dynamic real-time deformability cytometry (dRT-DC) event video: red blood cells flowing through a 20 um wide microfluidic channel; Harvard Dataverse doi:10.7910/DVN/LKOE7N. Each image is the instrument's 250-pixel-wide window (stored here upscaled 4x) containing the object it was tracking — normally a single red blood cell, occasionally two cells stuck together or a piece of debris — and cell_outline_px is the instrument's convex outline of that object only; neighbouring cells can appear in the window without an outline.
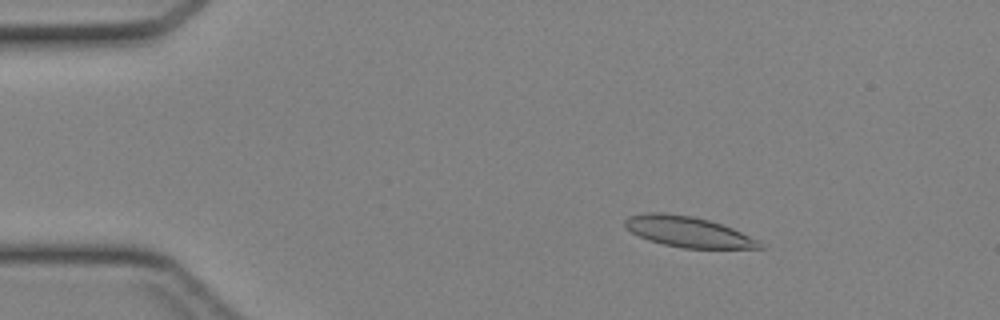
{"species": "Egyptian fruit bat (a non-hibernating species)", "species_latin": "Rousettus aegyptiacus", "temperature_condition": "cold", "stored_images_in_passage": 40, "camera_frame_rate_fps": 3000, "um_per_image_px": 0.085, "animal": {"sex": "female"}, "frame": {"image": 1, "passage_image": 3, "time_ms": 0.667, "image_size_px": [1000, 320], "cell_outline_px": [[768, 248], [684, 248], [664, 244], [648, 240], [632, 232], [624, 224], [624, 220], [628, 216], [644, 212], [664, 212], [692, 216], [708, 220], [732, 228], [760, 240]], "centroid_in_image_um": [58.51, 19.69], "position_along_channel_um": 26.5, "area_um2": 24.04}}
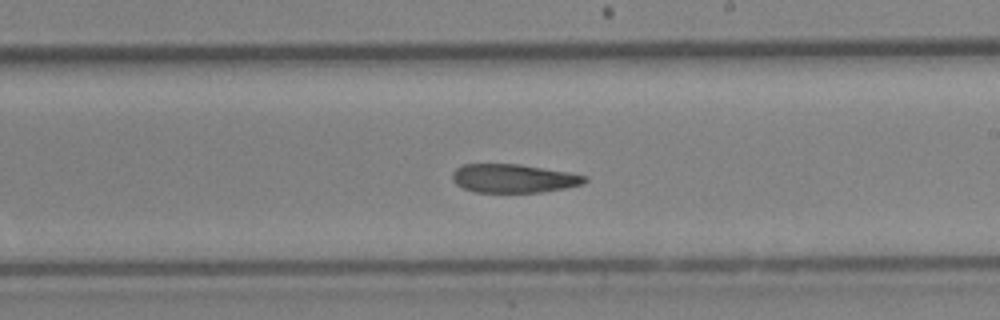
{"frame": {"image": 2, "passage_image": 22, "time_ms": 7.0, "image_size_px": [1000, 320], "cell_outline_px": [[588, 180], [584, 184], [564, 188], [540, 192], [476, 192], [464, 188], [456, 184], [452, 180], [452, 172], [456, 168], [464, 164], [520, 164], [568, 172], [588, 176]], "centroid_in_image_um": [43.66, 15.16], "position_along_channel_um": 245.3, "area_um2": 22.08}}
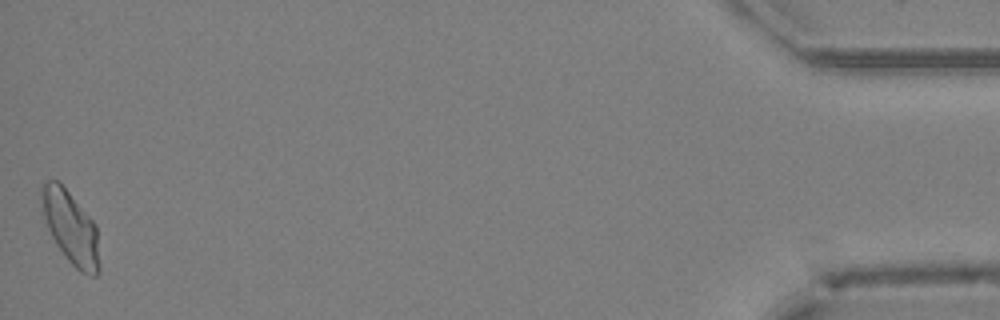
{"frame": {"image": 3, "passage_image": 40, "time_ms": 13.0, "image_size_px": [1000, 320], "cell_outline_px": [[100, 272], [96, 276], [92, 276], [80, 272], [68, 260], [56, 244], [48, 228], [44, 216], [40, 196], [40, 188], [48, 180], [60, 180], [96, 224], [100, 264]], "centroid_in_image_um": [6.03, 19.33], "position_along_channel_um": 429.2, "area_um2": 24.74}}